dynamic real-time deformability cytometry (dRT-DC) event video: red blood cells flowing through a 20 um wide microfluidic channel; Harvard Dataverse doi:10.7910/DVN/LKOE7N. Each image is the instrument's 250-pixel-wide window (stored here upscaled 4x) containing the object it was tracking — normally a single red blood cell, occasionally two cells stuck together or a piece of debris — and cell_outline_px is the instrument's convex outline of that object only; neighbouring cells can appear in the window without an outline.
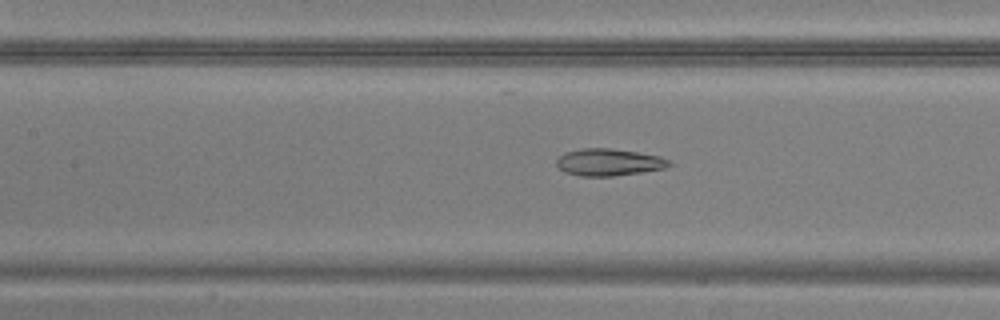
{"species": "common noctule bat (a hibernating species)", "species_latin": "Nyctalus noctula", "temperature_condition": "warm", "stored_images_in_passage": 34, "camera_frame_rate_fps": 3000, "um_per_image_px": 0.085, "animal": {"sex": "male", "body_mass_g": 20.5, "forearm_length_mm": 52.5}, "frame": {"image": 1, "passage_image": 7, "time_ms": 2.0, "image_size_px": [1000, 320], "cell_outline_px": [[672, 164], [664, 168], [640, 172], [612, 176], [580, 176], [564, 172], [556, 164], [556, 160], [564, 152], [580, 148], [608, 148], [636, 152], [660, 156], [668, 160]], "centroid_in_image_um": [51.7, 13.78], "position_along_channel_um": 155.7, "area_um2": 17.63}}
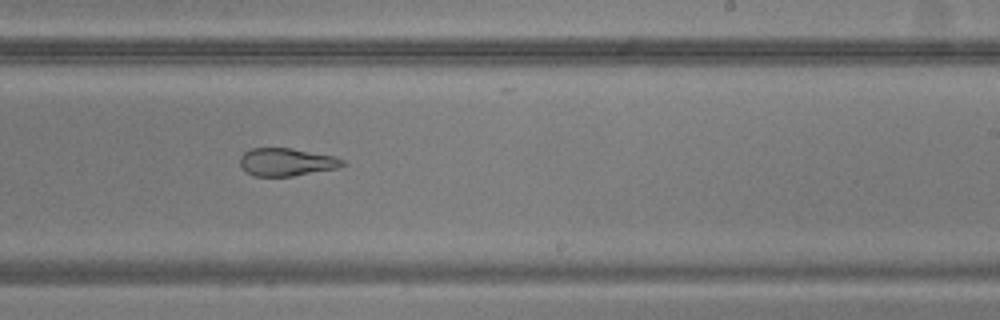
{"frame": {"image": 2, "passage_image": 15, "time_ms": 4.667, "image_size_px": [1000, 320], "cell_outline_px": [[348, 164], [336, 168], [292, 176], [252, 176], [240, 164], [240, 156], [244, 152], [252, 148], [292, 148], [336, 156], [344, 160]], "centroid_in_image_um": [24.38, 13.76], "position_along_channel_um": 264.6, "area_um2": 16.65}}
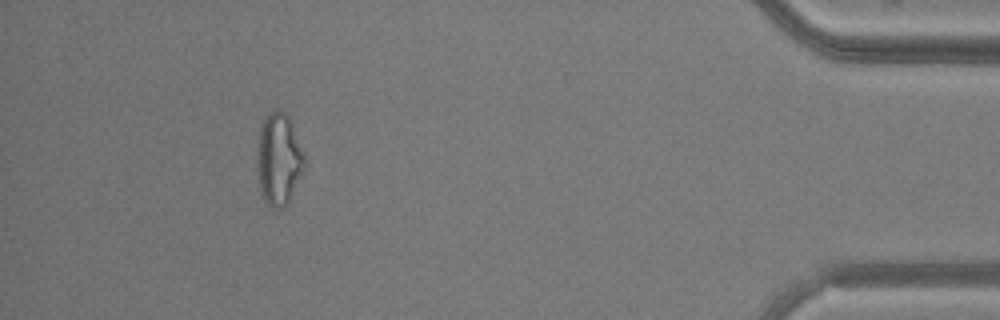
{"frame": {"image": 3, "passage_image": 30, "time_ms": 9.667, "image_size_px": [1000, 320], "cell_outline_px": [[304, 172], [288, 204], [284, 208], [272, 208], [264, 200], [260, 188], [260, 128], [268, 112], [272, 108], [276, 108], [284, 112], [288, 116], [292, 124], [304, 156]], "centroid_in_image_um": [23.75, 13.55], "position_along_channel_um": 411.4, "area_um2": 24.62}}